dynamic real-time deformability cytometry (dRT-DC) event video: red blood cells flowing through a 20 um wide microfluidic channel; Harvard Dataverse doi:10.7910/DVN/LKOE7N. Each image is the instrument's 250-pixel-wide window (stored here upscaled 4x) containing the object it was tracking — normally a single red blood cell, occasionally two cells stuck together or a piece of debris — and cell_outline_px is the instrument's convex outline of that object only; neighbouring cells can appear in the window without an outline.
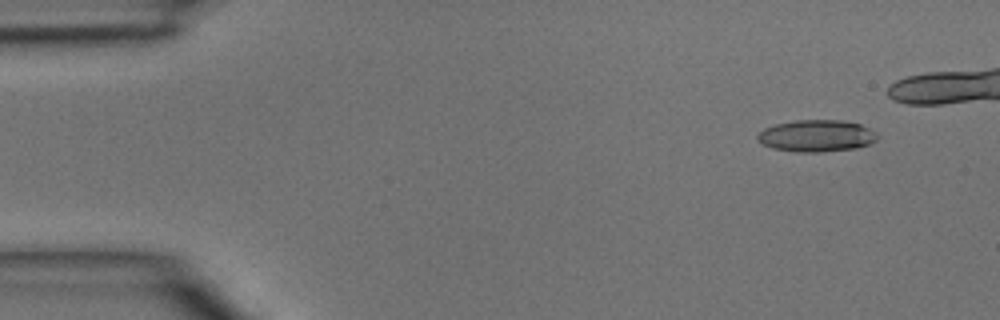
{"species": "common noctule bat (a hibernating species)", "species_latin": "Nyctalus noctula", "temperature_condition": "room temperature", "stored_images_in_passage": 6, "camera_frame_rate_fps": 3000, "um_per_image_px": 0.085, "animal": {"sex": "male", "body_mass_g": 15.6}, "frame": {"image": 1, "passage_image": 1, "time_ms": 0.0, "image_size_px": [1000, 320], "cell_outline_px": [[876, 140], [868, 144], [856, 148], [820, 152], [800, 152], [772, 148], [756, 140], [756, 136], [764, 128], [776, 124], [796, 120], [844, 120], [860, 124], [876, 132]], "centroid_in_image_um": [69.39, 11.54], "position_along_channel_um": 15.6, "area_um2": 22.14}}
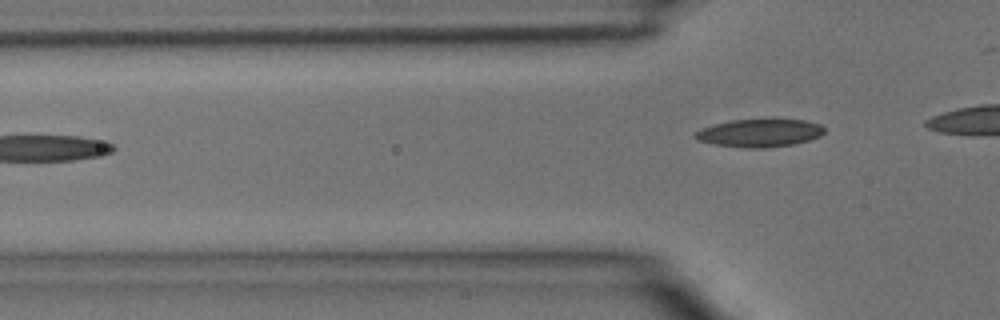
{"frame": {"image": 2, "passage_image": 4, "time_ms": 1.0, "image_size_px": [1000, 320], "cell_outline_px": [[824, 132], [820, 136], [808, 140], [792, 144], [764, 148], [744, 148], [716, 144], [700, 140], [692, 136], [700, 128], [712, 124], [732, 120], [772, 116], [804, 120], [820, 124], [824, 128]], "centroid_in_image_um": [64.58, 11.24], "position_along_channel_um": 61.2, "area_um2": 21.79}}